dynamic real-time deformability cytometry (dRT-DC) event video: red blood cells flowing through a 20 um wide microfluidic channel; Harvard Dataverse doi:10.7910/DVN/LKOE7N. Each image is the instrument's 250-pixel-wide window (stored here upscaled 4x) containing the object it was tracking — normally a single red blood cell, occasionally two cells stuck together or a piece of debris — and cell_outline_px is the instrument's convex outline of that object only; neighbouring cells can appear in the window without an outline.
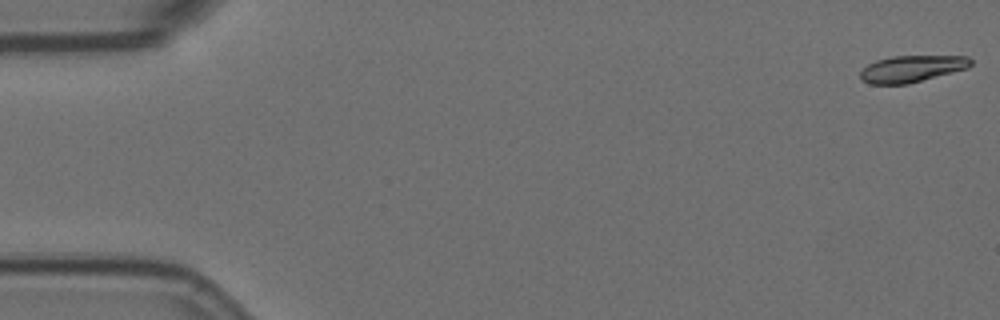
{"species": "Egyptian fruit bat (a non-hibernating species)", "species_latin": "Rousettus aegyptiacus", "temperature_condition": "room temperature", "stored_images_in_passage": 14, "camera_frame_rate_fps": 3000, "um_per_image_px": 0.085, "animal": {"sex": "female"}, "frame": {"image": 1, "passage_image": 1, "time_ms": 0.0, "image_size_px": [1000, 320], "cell_outline_px": [[972, 64], [968, 68], [908, 84], [868, 84], [860, 80], [860, 72], [868, 64], [876, 60], [892, 56], [968, 56], [972, 60]], "centroid_in_image_um": [77.48, 5.85], "position_along_channel_um": 7.5, "area_um2": 17.22}}
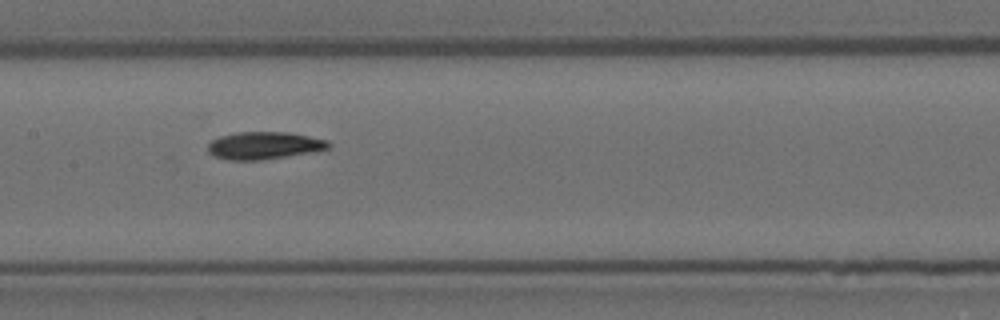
{"frame": {"image": 2, "passage_image": 8, "time_ms": 2.333, "image_size_px": [1000, 320], "cell_outline_px": [[332, 144], [328, 148], [308, 152], [260, 160], [228, 160], [212, 156], [208, 152], [208, 144], [212, 140], [220, 136], [236, 132], [288, 132], [328, 140]], "centroid_in_image_um": [22.39, 12.36], "position_along_channel_um": 185.0, "area_um2": 19.13}}
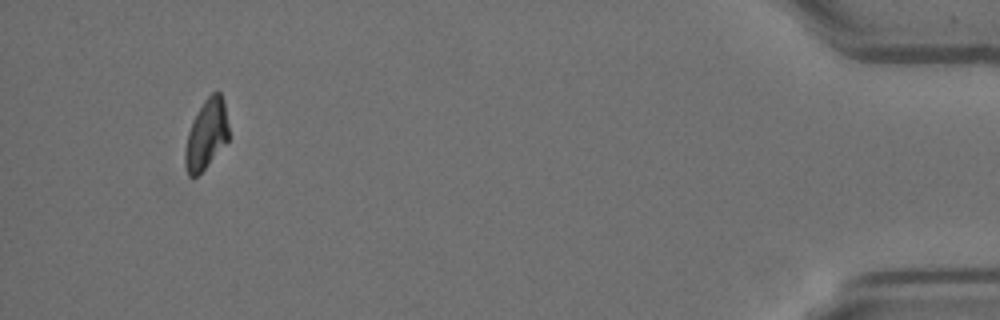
{"frame": {"image": 3, "passage_image": 14, "time_ms": 4.333, "image_size_px": [1000, 320], "cell_outline_px": [[228, 140], [204, 168], [196, 176], [188, 176], [184, 164], [184, 152], [188, 132], [204, 100], [212, 92], [220, 92], [224, 100], [228, 124]], "centroid_in_image_um": [17.53, 11.42], "position_along_channel_um": 417.7, "area_um2": 17.34}}